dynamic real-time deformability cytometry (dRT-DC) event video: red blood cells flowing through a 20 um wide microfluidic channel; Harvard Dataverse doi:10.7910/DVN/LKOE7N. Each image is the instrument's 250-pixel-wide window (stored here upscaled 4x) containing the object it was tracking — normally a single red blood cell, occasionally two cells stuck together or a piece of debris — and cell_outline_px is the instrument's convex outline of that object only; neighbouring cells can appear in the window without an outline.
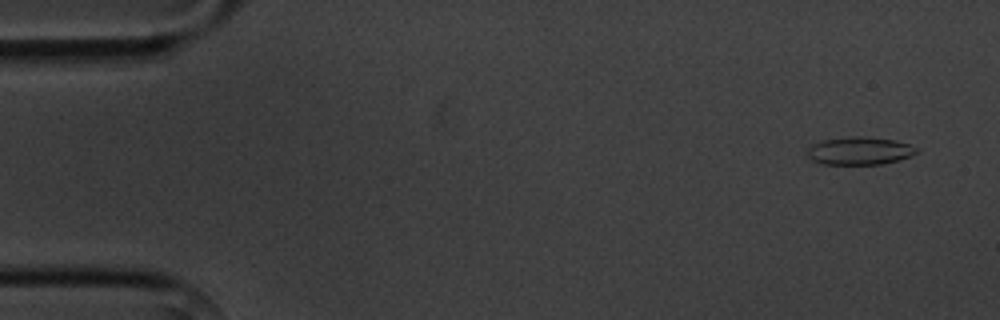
{"species": "common noctule bat (a hibernating species)", "species_latin": "Nyctalus noctula", "temperature_condition": "cold", "stored_images_in_passage": 3, "camera_frame_rate_fps": 3000, "um_per_image_px": 0.085, "animal": {"sex": "male", "body_mass_g": 20.1, "forearm_length_mm": 53.5}, "frame": {"image": 1, "passage_image": 1, "time_ms": 0.0, "image_size_px": [1000, 320], "cell_outline_px": [[916, 152], [912, 156], [880, 164], [820, 164], [812, 160], [808, 156], [808, 148], [812, 144], [824, 140], [848, 136], [864, 136], [896, 140], [908, 144], [916, 148]], "centroid_in_image_um": [73.03, 12.81], "position_along_channel_um": 12.0, "area_um2": 17.63}}